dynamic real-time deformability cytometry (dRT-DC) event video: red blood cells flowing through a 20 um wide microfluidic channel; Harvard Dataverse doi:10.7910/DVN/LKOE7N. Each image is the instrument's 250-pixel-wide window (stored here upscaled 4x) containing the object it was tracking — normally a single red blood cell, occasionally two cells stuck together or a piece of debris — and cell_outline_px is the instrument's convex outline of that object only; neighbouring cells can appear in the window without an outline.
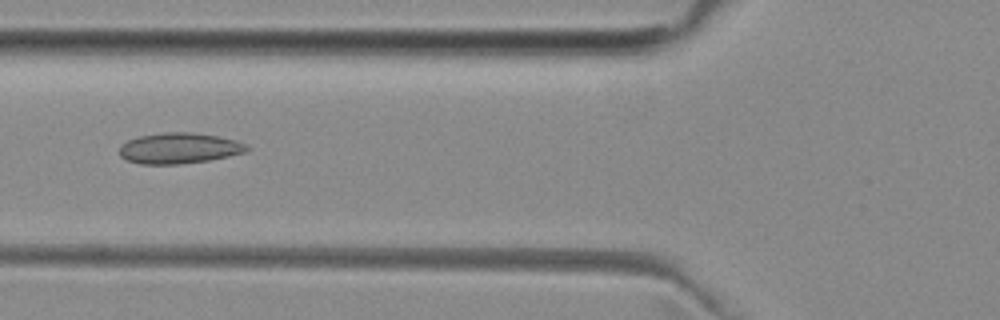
{"species": "common noctule bat (a hibernating species)", "species_latin": "Nyctalus noctula", "temperature_condition": "room temperature", "stored_images_in_passage": 51, "camera_frame_rate_fps": 3000, "um_per_image_px": 0.085, "animal": {"sex": "female", "body_mass_g": 29.2, "forearm_length_mm": 56.3}, "frame": {"image": 1, "passage_image": 19, "time_ms": 6.0, "image_size_px": [1000, 320], "cell_outline_px": [[248, 152], [208, 160], [176, 164], [140, 164], [128, 160], [120, 156], [120, 144], [136, 136], [160, 132], [192, 132], [216, 136], [236, 140], [244, 144], [248, 148]], "centroid_in_image_um": [15.19, 12.58], "position_along_channel_um": 110.6, "area_um2": 22.83}}
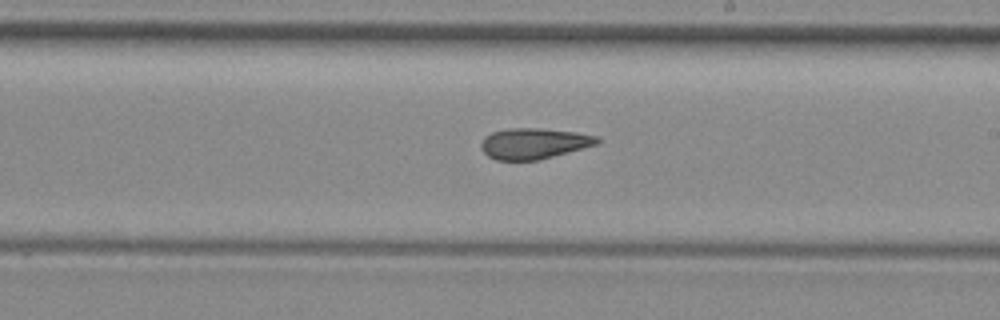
{"frame": {"image": 2, "passage_image": 29, "time_ms": 9.333, "image_size_px": [1000, 320], "cell_outline_px": [[600, 140], [596, 144], [540, 160], [496, 160], [488, 156], [480, 148], [480, 144], [484, 136], [492, 132], [512, 128], [540, 128], [576, 132], [596, 136]], "centroid_in_image_um": [45.33, 12.19], "position_along_channel_um": 243.7, "area_um2": 20.75}}
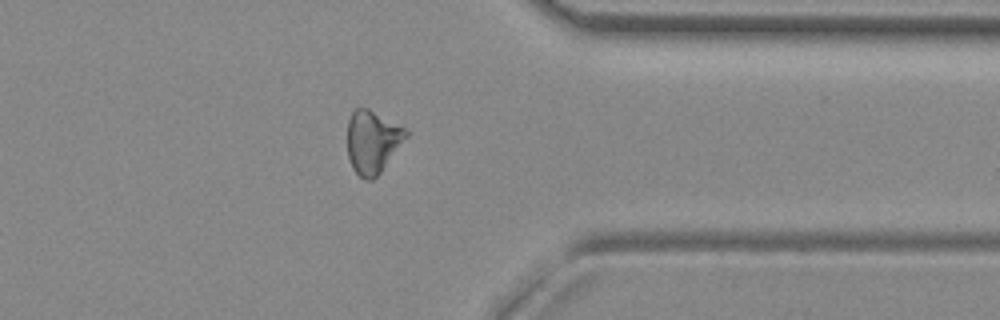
{"frame": {"image": 3, "passage_image": 40, "time_ms": 13.0, "image_size_px": [1000, 320], "cell_outline_px": [[408, 136], [380, 172], [372, 180], [368, 180], [360, 176], [352, 168], [348, 156], [348, 120], [352, 112], [356, 108], [368, 108], [404, 128], [408, 132]], "centroid_in_image_um": [31.65, 12.04], "position_along_channel_um": 379.8, "area_um2": 21.1}, "authors_computed_cell_mechanics": {"area_um2": 22.253, "velocity_mm_per_s": 3.9843, "shape_relaxation_time_tau1_ms": null, "shape_relaxation_time_tau2_ms": 4.5617, "deformation_change_tau1": null, "deformation_change_tau2": 0.1435}}